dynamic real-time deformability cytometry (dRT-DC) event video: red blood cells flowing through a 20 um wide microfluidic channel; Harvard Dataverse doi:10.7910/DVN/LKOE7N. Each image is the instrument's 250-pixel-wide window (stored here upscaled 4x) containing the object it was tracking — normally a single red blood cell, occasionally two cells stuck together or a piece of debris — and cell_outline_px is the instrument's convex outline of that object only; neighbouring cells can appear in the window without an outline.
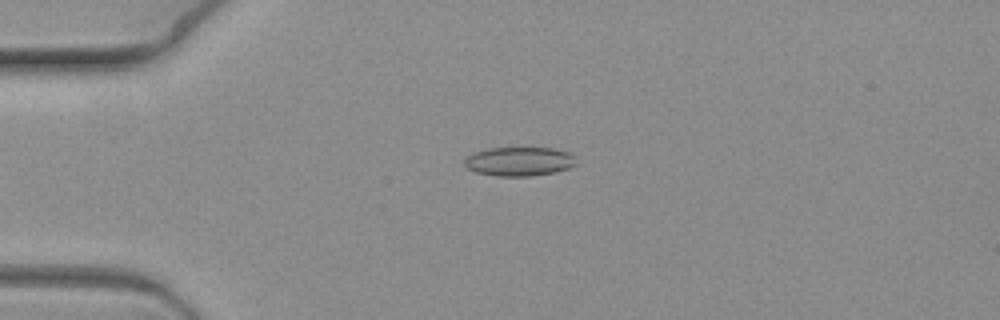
{"species": "common noctule bat (a hibernating species)", "species_latin": "Nyctalus noctula", "temperature_condition": "warm", "stored_images_in_passage": 5, "camera_frame_rate_fps": 3000, "um_per_image_px": 0.085, "animal": {"sex": "female", "body_mass_g": 19.3, "forearm_length_mm": 54.1}, "frame": {"image": 1, "passage_image": 1, "time_ms": 0.0, "image_size_px": [1000, 320], "cell_outline_px": [[576, 164], [568, 168], [552, 172], [532, 176], [496, 176], [476, 172], [468, 168], [464, 164], [464, 160], [468, 156], [476, 152], [488, 148], [552, 148], [568, 152], [572, 156]], "centroid_in_image_um": [44.11, 13.72], "position_along_channel_um": 40.9, "area_um2": 18.61}}
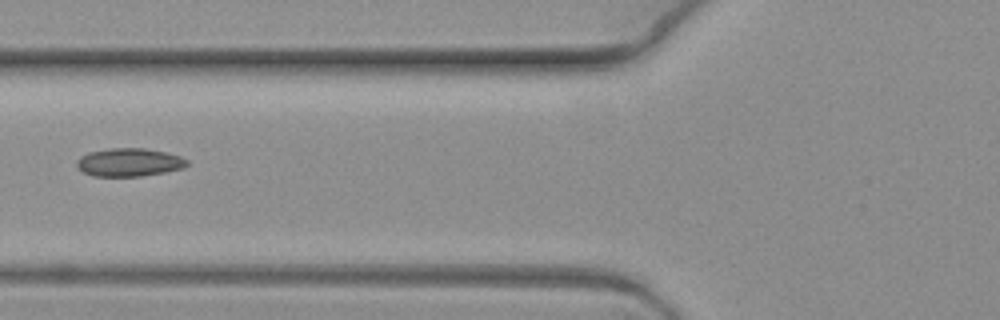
{"frame": {"image": 2, "passage_image": 3, "time_ms": 0.667, "image_size_px": [1000, 320], "cell_outline_px": [[188, 164], [184, 168], [164, 172], [140, 176], [92, 176], [84, 172], [76, 164], [76, 160], [80, 156], [88, 152], [108, 148], [144, 148], [164, 152], [180, 156], [188, 160]], "centroid_in_image_um": [10.96, 13.79], "position_along_channel_um": 114.8, "area_um2": 18.09}}
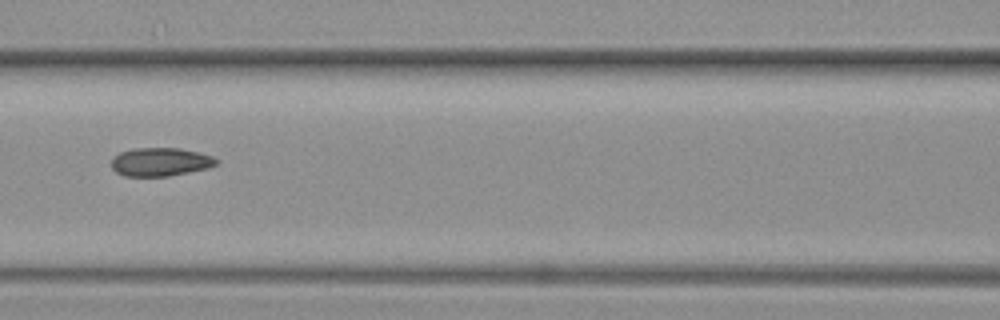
{"frame": {"image": 3, "passage_image": 4, "time_ms": 1.0, "image_size_px": [1000, 320], "cell_outline_px": [[220, 160], [216, 164], [208, 168], [168, 176], [124, 176], [116, 172], [112, 168], [112, 156], [120, 152], [132, 148], [180, 148], [200, 152], [212, 156]], "centroid_in_image_um": [13.63, 13.75], "position_along_channel_um": 153.0, "area_um2": 17.51}}